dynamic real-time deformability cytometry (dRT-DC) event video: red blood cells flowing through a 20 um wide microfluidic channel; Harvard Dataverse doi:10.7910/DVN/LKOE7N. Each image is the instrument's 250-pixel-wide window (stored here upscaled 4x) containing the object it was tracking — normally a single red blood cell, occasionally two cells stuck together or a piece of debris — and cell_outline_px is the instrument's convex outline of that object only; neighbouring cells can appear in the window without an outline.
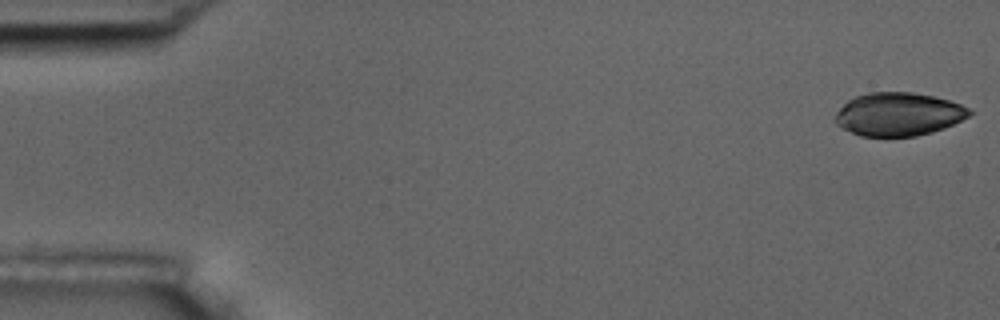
{"species": "common noctule bat (a hibernating species)", "species_latin": "Nyctalus noctula", "temperature_condition": "room temperature", "stored_images_in_passage": 55, "camera_frame_rate_fps": 3000, "um_per_image_px": 0.085, "animal": {"sex": "male", "body_mass_g": 17.5, "forearm_length_mm": 52.3}, "frame": {"image": 1, "passage_image": 1, "time_ms": 0.0, "image_size_px": [1000, 320], "cell_outline_px": [[972, 112], [968, 116], [944, 128], [932, 132], [916, 136], [860, 136], [836, 124], [832, 120], [836, 112], [848, 100], [856, 96], [868, 92], [912, 92], [932, 96], [948, 100], [960, 104], [968, 108]], "centroid_in_image_um": [76.33, 9.7], "position_along_channel_um": 8.7, "area_um2": 33.64}}